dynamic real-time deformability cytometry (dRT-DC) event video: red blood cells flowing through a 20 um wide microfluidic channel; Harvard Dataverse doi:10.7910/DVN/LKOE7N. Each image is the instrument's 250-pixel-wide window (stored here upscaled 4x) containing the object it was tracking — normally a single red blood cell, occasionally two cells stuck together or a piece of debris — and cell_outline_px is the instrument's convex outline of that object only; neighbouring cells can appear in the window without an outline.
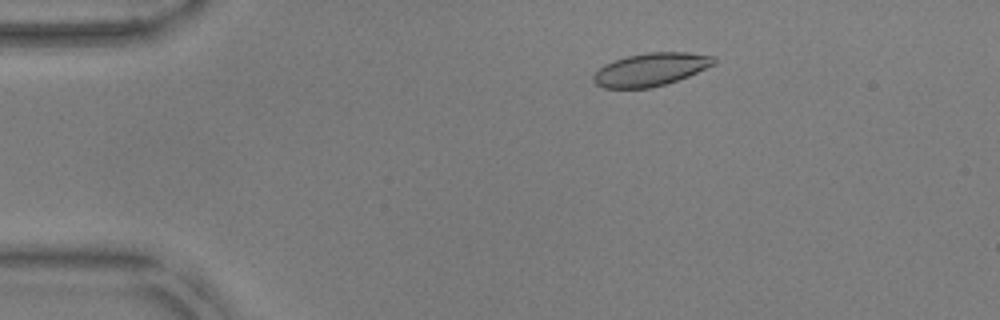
{"species": "common noctule bat (a hibernating species)", "species_latin": "Nyctalus noctula", "temperature_condition": "warm", "stored_images_in_passage": 53, "camera_frame_rate_fps": 3000, "um_per_image_px": 0.085, "animal": {"sex": "male", "body_mass_g": 17.9, "forearm_length_mm": 54.2}, "frame": {"image": 1, "passage_image": 10, "time_ms": 3.0, "image_size_px": [1000, 320], "cell_outline_px": [[716, 64], [688, 76], [652, 88], [604, 88], [596, 84], [592, 80], [592, 76], [604, 64], [628, 56], [648, 52], [688, 52], [716, 56]], "centroid_in_image_um": [55.33, 5.9], "position_along_channel_um": 29.7, "area_um2": 23.12}}
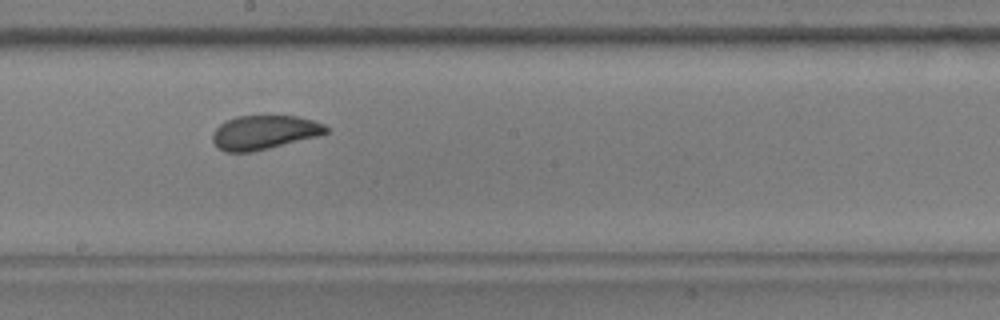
{"frame": {"image": 2, "passage_image": 30, "time_ms": 9.667, "image_size_px": [1000, 320], "cell_outline_px": [[328, 132], [320, 136], [252, 152], [224, 152], [216, 148], [212, 140], [212, 132], [220, 124], [236, 116], [300, 116], [324, 124], [328, 128]], "centroid_in_image_um": [22.45, 11.26], "position_along_channel_um": 225.8, "area_um2": 22.72}}
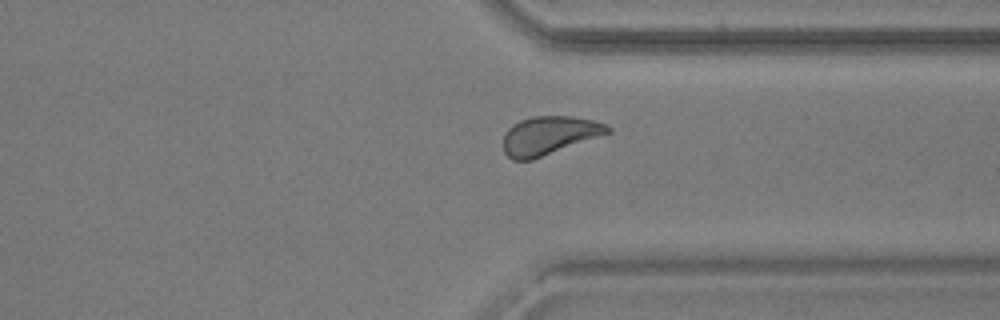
{"frame": {"image": 3, "passage_image": 41, "time_ms": 13.333, "image_size_px": [1000, 320], "cell_outline_px": [[612, 132], [532, 160], [512, 160], [504, 152], [504, 136], [508, 128], [512, 124], [520, 120], [532, 116], [572, 116], [592, 120], [604, 124], [612, 128]], "centroid_in_image_um": [46.67, 11.51], "position_along_channel_um": 364.7, "area_um2": 23.35}, "authors_computed_cell_mechanics": {"area_um2": 23.2356, "velocity_mm_per_s": 3.788, "shape_relaxation_time_tau1_ms": 3.0241, "shape_relaxation_time_tau2_ms": 1.0946, "deformation_change_tau1": 0.095, "deformation_change_tau2": 0.0494}}